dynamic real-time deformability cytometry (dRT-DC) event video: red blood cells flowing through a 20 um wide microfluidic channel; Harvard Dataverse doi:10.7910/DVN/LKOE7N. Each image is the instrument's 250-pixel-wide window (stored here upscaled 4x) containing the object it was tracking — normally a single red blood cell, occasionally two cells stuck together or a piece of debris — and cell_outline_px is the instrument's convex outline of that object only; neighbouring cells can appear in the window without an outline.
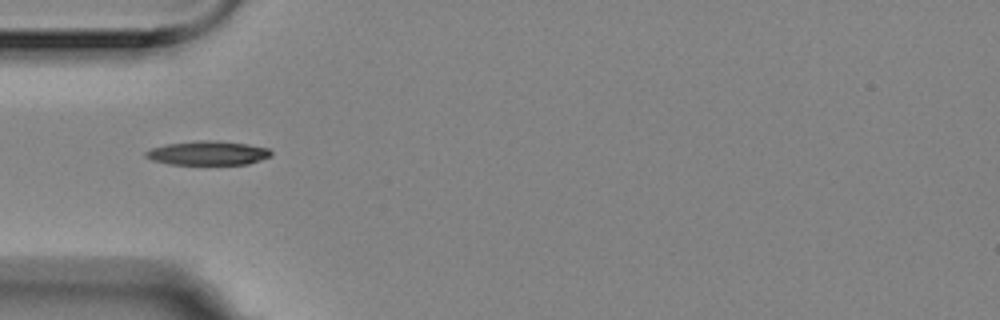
{"species": "Egyptian fruit bat (a non-hibernating species)", "species_latin": "Rousettus aegyptiacus", "temperature_condition": "room temperature", "stored_images_in_passage": 3, "camera_frame_rate_fps": 3000, "um_per_image_px": 0.085, "animal": {"sex": "female"}, "frame": {"image": 1, "passage_image": 1, "time_ms": 0.0, "image_size_px": [1000, 320], "cell_outline_px": [[272, 156], [248, 164], [168, 164], [152, 160], [144, 156], [144, 152], [152, 148], [168, 144], [196, 140], [216, 140], [248, 144], [268, 148], [272, 152]], "centroid_in_image_um": [17.68, 13.0], "position_along_channel_um": 67.3, "area_um2": 17.63}}
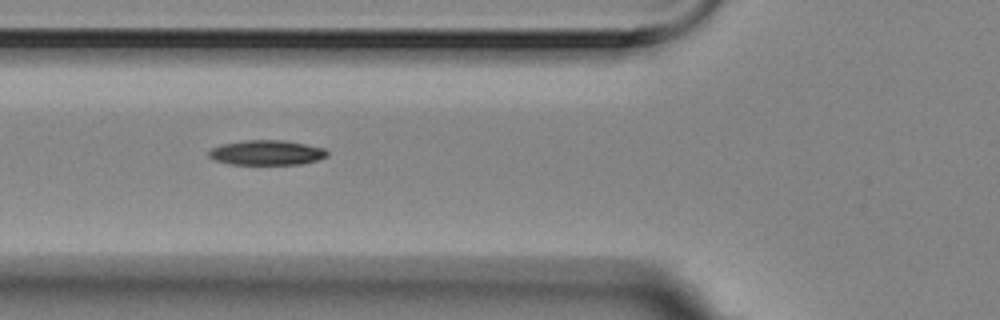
{"frame": {"image": 2, "passage_image": 2, "time_ms": 0.333, "image_size_px": [1000, 320], "cell_outline_px": [[328, 156], [316, 160], [300, 164], [228, 164], [216, 160], [208, 156], [208, 152], [212, 148], [220, 144], [244, 140], [284, 140], [324, 148], [328, 152]], "centroid_in_image_um": [22.64, 12.97], "position_along_channel_um": 103.2, "area_um2": 17.11}}
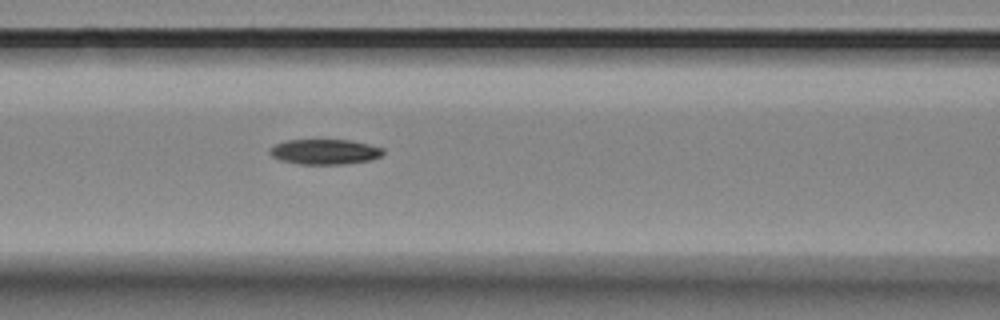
{"frame": {"image": 3, "passage_image": 3, "time_ms": 0.667, "image_size_px": [1000, 320], "cell_outline_px": [[384, 152], [380, 156], [368, 160], [344, 164], [300, 164], [280, 160], [272, 156], [268, 152], [268, 148], [284, 140], [352, 140], [384, 148]], "centroid_in_image_um": [27.57, 12.89], "position_along_channel_um": 139.0, "area_um2": 16.65}}